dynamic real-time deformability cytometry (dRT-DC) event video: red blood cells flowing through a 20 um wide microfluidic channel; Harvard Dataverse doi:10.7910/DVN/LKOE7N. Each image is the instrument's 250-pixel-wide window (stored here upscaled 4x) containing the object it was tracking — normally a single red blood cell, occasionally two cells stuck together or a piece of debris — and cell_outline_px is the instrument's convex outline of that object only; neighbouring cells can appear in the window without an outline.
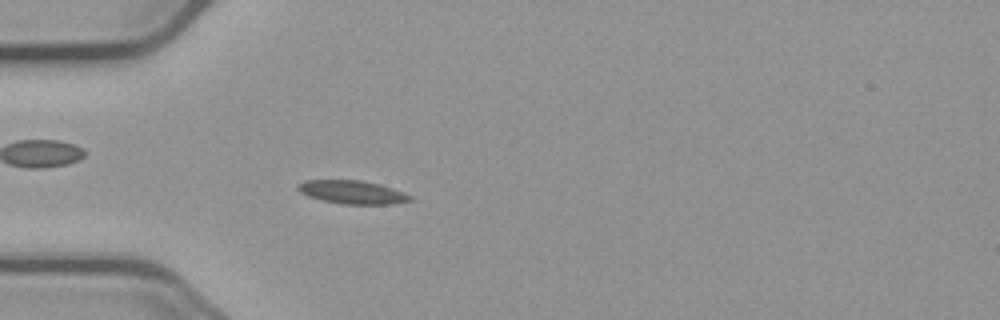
{"species": "common noctule bat (a hibernating species)", "species_latin": "Nyctalus noctula", "temperature_condition": "cold", "stored_images_in_passage": 56, "camera_frame_rate_fps": 3000, "um_per_image_px": 0.085, "animal": {"sex": "male", "body_mass_g": 23.1, "forearm_length_mm": 52.7}, "frame": {"image": 1, "passage_image": 17, "time_ms": 5.333, "image_size_px": [1000, 320], "cell_outline_px": [[412, 200], [392, 204], [344, 204], [324, 200], [308, 196], [300, 192], [296, 188], [296, 184], [304, 180], [360, 180], [392, 188], [412, 196]], "centroid_in_image_um": [29.9, 16.33], "position_along_channel_um": 55.1, "area_um2": 15.09}}
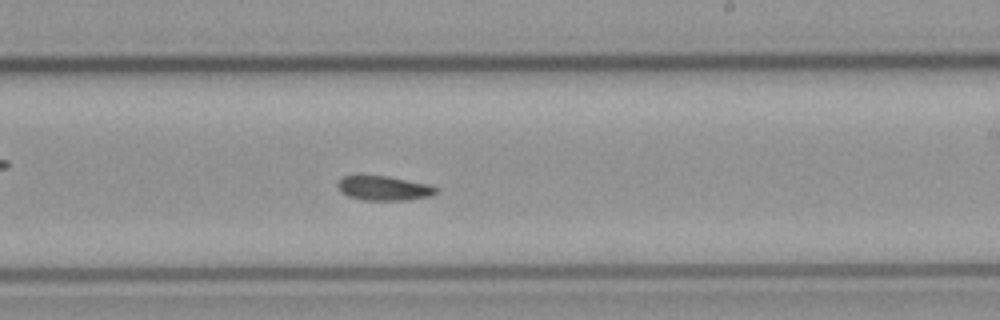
{"frame": {"image": 2, "passage_image": 34, "time_ms": 11.0, "image_size_px": [1000, 320], "cell_outline_px": [[440, 188], [432, 196], [408, 200], [364, 200], [348, 196], [340, 192], [336, 184], [344, 176], [388, 176], [432, 184]], "centroid_in_image_um": [32.69, 16.0], "position_along_channel_um": 256.3, "area_um2": 14.22}}
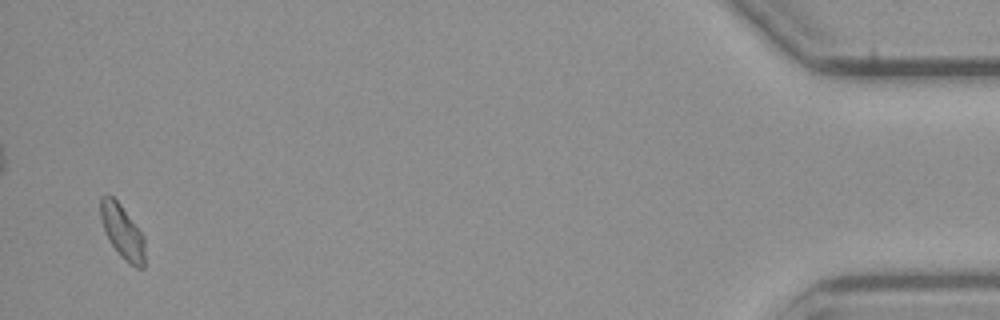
{"frame": {"image": 3, "passage_image": 55, "time_ms": 18.0, "image_size_px": [1000, 320], "cell_outline_px": [[144, 268], [136, 268], [128, 264], [120, 256], [108, 240], [100, 220], [100, 196], [104, 192], [108, 192], [120, 204], [144, 236]], "centroid_in_image_um": [10.36, 19.67], "position_along_channel_um": 424.8, "area_um2": 14.22}, "authors_computed_cell_mechanics": {"area_um2": 14.3922, "velocity_mm_per_s": 3.6721, "shape_relaxation_time_tau1_ms": 2.283, "shape_relaxation_time_tau2_ms": 4.3354, "deformation_change_tau1": 0.0869, "deformation_change_tau2": 0.0838}}